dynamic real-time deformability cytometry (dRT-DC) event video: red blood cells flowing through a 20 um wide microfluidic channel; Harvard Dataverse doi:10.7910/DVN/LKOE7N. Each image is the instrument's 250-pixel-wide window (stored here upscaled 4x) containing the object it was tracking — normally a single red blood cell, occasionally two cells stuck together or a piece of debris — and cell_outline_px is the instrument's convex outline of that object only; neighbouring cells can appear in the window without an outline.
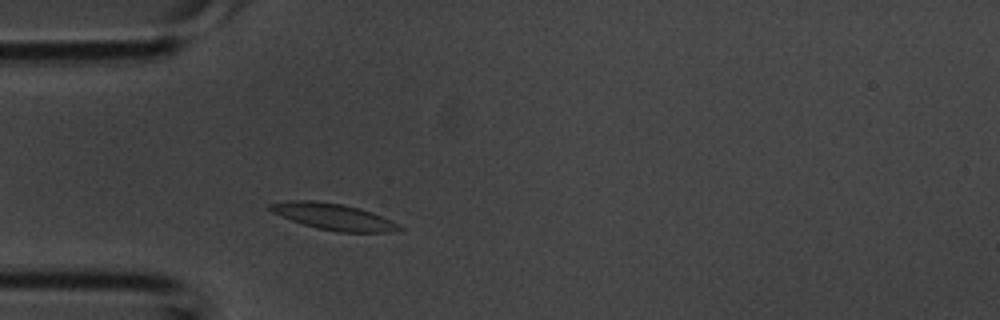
{"species": "common noctule bat (a hibernating species)", "species_latin": "Nyctalus noctula", "temperature_condition": "room temperature", "stored_images_in_passage": 2, "camera_frame_rate_fps": 3000, "um_per_image_px": 0.085, "animal": {"sex": "male", "body_mass_g": 20.1, "forearm_length_mm": 53.5}, "frame": {"image": 1, "passage_image": 2, "time_ms": 0.333, "image_size_px": [1000, 320], "cell_outline_px": [[404, 228], [388, 232], [336, 232], [316, 228], [292, 220], [272, 212], [268, 208], [268, 204], [288, 200], [312, 200], [344, 204], [360, 208], [372, 212]], "centroid_in_image_um": [28.28, 18.4], "position_along_channel_um": 56.7, "area_um2": 19.65}}